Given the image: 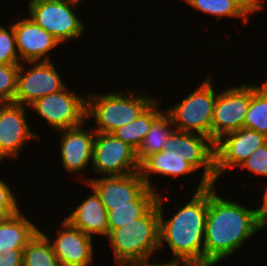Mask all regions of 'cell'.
<instances>
[{
  "label": "cell",
  "instance_id": "obj_12",
  "mask_svg": "<svg viewBox=\"0 0 267 266\" xmlns=\"http://www.w3.org/2000/svg\"><path fill=\"white\" fill-rule=\"evenodd\" d=\"M28 109L13 102L0 103V164L4 160L18 159L29 142L40 139L29 126L25 115Z\"/></svg>",
  "mask_w": 267,
  "mask_h": 266
},
{
  "label": "cell",
  "instance_id": "obj_6",
  "mask_svg": "<svg viewBox=\"0 0 267 266\" xmlns=\"http://www.w3.org/2000/svg\"><path fill=\"white\" fill-rule=\"evenodd\" d=\"M78 6V3L66 0H29L27 15L61 44H66L81 39L86 31L75 10Z\"/></svg>",
  "mask_w": 267,
  "mask_h": 266
},
{
  "label": "cell",
  "instance_id": "obj_3",
  "mask_svg": "<svg viewBox=\"0 0 267 266\" xmlns=\"http://www.w3.org/2000/svg\"><path fill=\"white\" fill-rule=\"evenodd\" d=\"M138 92L125 90L93 94L89 91L86 94V120H94L96 132L112 133L137 119L158 98Z\"/></svg>",
  "mask_w": 267,
  "mask_h": 266
},
{
  "label": "cell",
  "instance_id": "obj_11",
  "mask_svg": "<svg viewBox=\"0 0 267 266\" xmlns=\"http://www.w3.org/2000/svg\"><path fill=\"white\" fill-rule=\"evenodd\" d=\"M249 104V83L218 90L211 123V140L214 143L224 134L244 127Z\"/></svg>",
  "mask_w": 267,
  "mask_h": 266
},
{
  "label": "cell",
  "instance_id": "obj_10",
  "mask_svg": "<svg viewBox=\"0 0 267 266\" xmlns=\"http://www.w3.org/2000/svg\"><path fill=\"white\" fill-rule=\"evenodd\" d=\"M53 61L22 62L17 74L14 103L31 105L35 100L59 92L68 85L52 63ZM30 65V67L27 66Z\"/></svg>",
  "mask_w": 267,
  "mask_h": 266
},
{
  "label": "cell",
  "instance_id": "obj_18",
  "mask_svg": "<svg viewBox=\"0 0 267 266\" xmlns=\"http://www.w3.org/2000/svg\"><path fill=\"white\" fill-rule=\"evenodd\" d=\"M86 186L91 190V194L87 198L85 197L84 200L82 198L81 203L70 214H67L64 219L86 235L93 237L95 234L96 236H104L107 239L111 233L108 224V212L97 193L87 184Z\"/></svg>",
  "mask_w": 267,
  "mask_h": 266
},
{
  "label": "cell",
  "instance_id": "obj_31",
  "mask_svg": "<svg viewBox=\"0 0 267 266\" xmlns=\"http://www.w3.org/2000/svg\"><path fill=\"white\" fill-rule=\"evenodd\" d=\"M0 266H23V249H13L5 255L0 254Z\"/></svg>",
  "mask_w": 267,
  "mask_h": 266
},
{
  "label": "cell",
  "instance_id": "obj_19",
  "mask_svg": "<svg viewBox=\"0 0 267 266\" xmlns=\"http://www.w3.org/2000/svg\"><path fill=\"white\" fill-rule=\"evenodd\" d=\"M198 172L185 158L176 150L162 149L161 152L154 153L146 157L141 163L139 173L149 188L157 192L152 184L153 175L177 179L185 175L193 176ZM192 173V174H191Z\"/></svg>",
  "mask_w": 267,
  "mask_h": 266
},
{
  "label": "cell",
  "instance_id": "obj_33",
  "mask_svg": "<svg viewBox=\"0 0 267 266\" xmlns=\"http://www.w3.org/2000/svg\"><path fill=\"white\" fill-rule=\"evenodd\" d=\"M266 186L264 187V192H262L264 195L262 196V202H261V206L259 207V213H260V217L267 211V183H265Z\"/></svg>",
  "mask_w": 267,
  "mask_h": 266
},
{
  "label": "cell",
  "instance_id": "obj_35",
  "mask_svg": "<svg viewBox=\"0 0 267 266\" xmlns=\"http://www.w3.org/2000/svg\"><path fill=\"white\" fill-rule=\"evenodd\" d=\"M66 1H72V2H75V3H78V4H81V3L85 2L84 0H66Z\"/></svg>",
  "mask_w": 267,
  "mask_h": 266
},
{
  "label": "cell",
  "instance_id": "obj_7",
  "mask_svg": "<svg viewBox=\"0 0 267 266\" xmlns=\"http://www.w3.org/2000/svg\"><path fill=\"white\" fill-rule=\"evenodd\" d=\"M71 87L35 100L29 110L42 117L54 131L73 128L86 120V95H80ZM74 91V92H72Z\"/></svg>",
  "mask_w": 267,
  "mask_h": 266
},
{
  "label": "cell",
  "instance_id": "obj_24",
  "mask_svg": "<svg viewBox=\"0 0 267 266\" xmlns=\"http://www.w3.org/2000/svg\"><path fill=\"white\" fill-rule=\"evenodd\" d=\"M244 128L267 136V78L261 85L250 84V104Z\"/></svg>",
  "mask_w": 267,
  "mask_h": 266
},
{
  "label": "cell",
  "instance_id": "obj_27",
  "mask_svg": "<svg viewBox=\"0 0 267 266\" xmlns=\"http://www.w3.org/2000/svg\"><path fill=\"white\" fill-rule=\"evenodd\" d=\"M20 64H0V103L13 102Z\"/></svg>",
  "mask_w": 267,
  "mask_h": 266
},
{
  "label": "cell",
  "instance_id": "obj_13",
  "mask_svg": "<svg viewBox=\"0 0 267 266\" xmlns=\"http://www.w3.org/2000/svg\"><path fill=\"white\" fill-rule=\"evenodd\" d=\"M267 143V136L252 129L240 128L224 134L215 142L216 182L226 171L238 169L242 162Z\"/></svg>",
  "mask_w": 267,
  "mask_h": 266
},
{
  "label": "cell",
  "instance_id": "obj_22",
  "mask_svg": "<svg viewBox=\"0 0 267 266\" xmlns=\"http://www.w3.org/2000/svg\"><path fill=\"white\" fill-rule=\"evenodd\" d=\"M161 100L163 99L159 95L158 98L143 113H141L137 119L118 127L112 132V134L137 151L143 139L149 132L152 123L165 111V109H162L160 106Z\"/></svg>",
  "mask_w": 267,
  "mask_h": 266
},
{
  "label": "cell",
  "instance_id": "obj_8",
  "mask_svg": "<svg viewBox=\"0 0 267 266\" xmlns=\"http://www.w3.org/2000/svg\"><path fill=\"white\" fill-rule=\"evenodd\" d=\"M163 149L176 150L197 171L203 170L198 187L194 191L215 185V143L209 137L175 129L163 144ZM201 168L202 170H199Z\"/></svg>",
  "mask_w": 267,
  "mask_h": 266
},
{
  "label": "cell",
  "instance_id": "obj_15",
  "mask_svg": "<svg viewBox=\"0 0 267 266\" xmlns=\"http://www.w3.org/2000/svg\"><path fill=\"white\" fill-rule=\"evenodd\" d=\"M89 122L85 120L81 125L59 130L60 161L65 172L70 175L80 174L91 166L93 157V145L96 131L90 126L86 130ZM85 128V129H84Z\"/></svg>",
  "mask_w": 267,
  "mask_h": 266
},
{
  "label": "cell",
  "instance_id": "obj_17",
  "mask_svg": "<svg viewBox=\"0 0 267 266\" xmlns=\"http://www.w3.org/2000/svg\"><path fill=\"white\" fill-rule=\"evenodd\" d=\"M12 22L20 62L53 61L50 53L61 43L28 15Z\"/></svg>",
  "mask_w": 267,
  "mask_h": 266
},
{
  "label": "cell",
  "instance_id": "obj_16",
  "mask_svg": "<svg viewBox=\"0 0 267 266\" xmlns=\"http://www.w3.org/2000/svg\"><path fill=\"white\" fill-rule=\"evenodd\" d=\"M81 180L97 193L104 206H132V201H136L149 188L139 172Z\"/></svg>",
  "mask_w": 267,
  "mask_h": 266
},
{
  "label": "cell",
  "instance_id": "obj_9",
  "mask_svg": "<svg viewBox=\"0 0 267 266\" xmlns=\"http://www.w3.org/2000/svg\"><path fill=\"white\" fill-rule=\"evenodd\" d=\"M91 169L98 176H123L139 172L136 150L112 133H98L93 145Z\"/></svg>",
  "mask_w": 267,
  "mask_h": 266
},
{
  "label": "cell",
  "instance_id": "obj_25",
  "mask_svg": "<svg viewBox=\"0 0 267 266\" xmlns=\"http://www.w3.org/2000/svg\"><path fill=\"white\" fill-rule=\"evenodd\" d=\"M175 127L170 116L164 111L151 125V128L136 151L139 163L146 157L161 152L163 144Z\"/></svg>",
  "mask_w": 267,
  "mask_h": 266
},
{
  "label": "cell",
  "instance_id": "obj_4",
  "mask_svg": "<svg viewBox=\"0 0 267 266\" xmlns=\"http://www.w3.org/2000/svg\"><path fill=\"white\" fill-rule=\"evenodd\" d=\"M107 238L115 266L150 259L160 250L157 202L142 217L113 229Z\"/></svg>",
  "mask_w": 267,
  "mask_h": 266
},
{
  "label": "cell",
  "instance_id": "obj_20",
  "mask_svg": "<svg viewBox=\"0 0 267 266\" xmlns=\"http://www.w3.org/2000/svg\"><path fill=\"white\" fill-rule=\"evenodd\" d=\"M192 9L202 12L207 16L238 18L248 23L250 15L264 9V0H182Z\"/></svg>",
  "mask_w": 267,
  "mask_h": 266
},
{
  "label": "cell",
  "instance_id": "obj_23",
  "mask_svg": "<svg viewBox=\"0 0 267 266\" xmlns=\"http://www.w3.org/2000/svg\"><path fill=\"white\" fill-rule=\"evenodd\" d=\"M159 192L148 188L136 201H132V206H105L110 231L142 217L156 203Z\"/></svg>",
  "mask_w": 267,
  "mask_h": 266
},
{
  "label": "cell",
  "instance_id": "obj_1",
  "mask_svg": "<svg viewBox=\"0 0 267 266\" xmlns=\"http://www.w3.org/2000/svg\"><path fill=\"white\" fill-rule=\"evenodd\" d=\"M208 186V213L204 236V266L229 258L261 231L259 207L243 206L241 202L224 199Z\"/></svg>",
  "mask_w": 267,
  "mask_h": 266
},
{
  "label": "cell",
  "instance_id": "obj_29",
  "mask_svg": "<svg viewBox=\"0 0 267 266\" xmlns=\"http://www.w3.org/2000/svg\"><path fill=\"white\" fill-rule=\"evenodd\" d=\"M241 170L244 168L254 176L264 177L267 179V143L259 147L242 164L238 167Z\"/></svg>",
  "mask_w": 267,
  "mask_h": 266
},
{
  "label": "cell",
  "instance_id": "obj_34",
  "mask_svg": "<svg viewBox=\"0 0 267 266\" xmlns=\"http://www.w3.org/2000/svg\"><path fill=\"white\" fill-rule=\"evenodd\" d=\"M261 218V231L267 227V211L260 217Z\"/></svg>",
  "mask_w": 267,
  "mask_h": 266
},
{
  "label": "cell",
  "instance_id": "obj_32",
  "mask_svg": "<svg viewBox=\"0 0 267 266\" xmlns=\"http://www.w3.org/2000/svg\"><path fill=\"white\" fill-rule=\"evenodd\" d=\"M150 261L151 259L131 261L124 263L121 266H187L181 262L174 261L172 259H170V261H166L165 263H155V261L150 263Z\"/></svg>",
  "mask_w": 267,
  "mask_h": 266
},
{
  "label": "cell",
  "instance_id": "obj_30",
  "mask_svg": "<svg viewBox=\"0 0 267 266\" xmlns=\"http://www.w3.org/2000/svg\"><path fill=\"white\" fill-rule=\"evenodd\" d=\"M14 191L3 178H0V217H6L16 214L20 211L18 195H14Z\"/></svg>",
  "mask_w": 267,
  "mask_h": 266
},
{
  "label": "cell",
  "instance_id": "obj_28",
  "mask_svg": "<svg viewBox=\"0 0 267 266\" xmlns=\"http://www.w3.org/2000/svg\"><path fill=\"white\" fill-rule=\"evenodd\" d=\"M8 27L0 24V64H20L13 25Z\"/></svg>",
  "mask_w": 267,
  "mask_h": 266
},
{
  "label": "cell",
  "instance_id": "obj_14",
  "mask_svg": "<svg viewBox=\"0 0 267 266\" xmlns=\"http://www.w3.org/2000/svg\"><path fill=\"white\" fill-rule=\"evenodd\" d=\"M56 237L48 236L39 229L50 242L60 266H90L94 264L93 237L73 227L66 219L61 220ZM53 240H52V238Z\"/></svg>",
  "mask_w": 267,
  "mask_h": 266
},
{
  "label": "cell",
  "instance_id": "obj_21",
  "mask_svg": "<svg viewBox=\"0 0 267 266\" xmlns=\"http://www.w3.org/2000/svg\"><path fill=\"white\" fill-rule=\"evenodd\" d=\"M39 229L21 210L14 215L0 217V254L24 249Z\"/></svg>",
  "mask_w": 267,
  "mask_h": 266
},
{
  "label": "cell",
  "instance_id": "obj_2",
  "mask_svg": "<svg viewBox=\"0 0 267 266\" xmlns=\"http://www.w3.org/2000/svg\"><path fill=\"white\" fill-rule=\"evenodd\" d=\"M158 194L159 249L165 245L171 251L172 260L187 266H204V236L208 213V187L195 191L186 203L181 204L172 217L165 219L163 200ZM166 243V244H165Z\"/></svg>",
  "mask_w": 267,
  "mask_h": 266
},
{
  "label": "cell",
  "instance_id": "obj_5",
  "mask_svg": "<svg viewBox=\"0 0 267 266\" xmlns=\"http://www.w3.org/2000/svg\"><path fill=\"white\" fill-rule=\"evenodd\" d=\"M209 73L178 104L165 108L176 130L197 133L211 139V123L218 91Z\"/></svg>",
  "mask_w": 267,
  "mask_h": 266
},
{
  "label": "cell",
  "instance_id": "obj_26",
  "mask_svg": "<svg viewBox=\"0 0 267 266\" xmlns=\"http://www.w3.org/2000/svg\"><path fill=\"white\" fill-rule=\"evenodd\" d=\"M23 266H60L50 242L40 230L23 249Z\"/></svg>",
  "mask_w": 267,
  "mask_h": 266
}]
</instances>
